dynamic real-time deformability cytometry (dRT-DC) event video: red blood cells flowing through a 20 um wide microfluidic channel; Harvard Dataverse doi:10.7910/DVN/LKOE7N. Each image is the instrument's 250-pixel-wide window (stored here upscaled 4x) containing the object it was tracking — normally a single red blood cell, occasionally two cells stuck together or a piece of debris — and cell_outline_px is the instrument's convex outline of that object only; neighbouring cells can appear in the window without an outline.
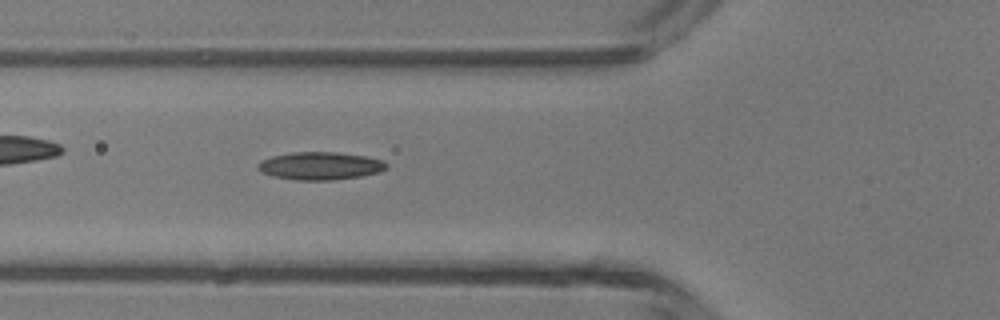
{"species": "common noctule bat (a hibernating species)", "species_latin": "Nyctalus noctula", "temperature_condition": "room temperature", "stored_images_in_passage": 34, "camera_frame_rate_fps": 3000, "um_per_image_px": 0.085, "animal": {"sex": "male", "body_mass_g": 13.3}, "frame": {"image": 1, "passage_image": 8, "time_ms": 2.333, "image_size_px": [1000, 320], "cell_outline_px": [[388, 168], [380, 172], [360, 176], [332, 180], [296, 180], [272, 176], [260, 172], [256, 168], [256, 164], [260, 160], [272, 156], [292, 152], [336, 152], [364, 156], [384, 160], [388, 164]], "centroid_in_image_um": [27.19, 14.1], "position_along_channel_um": 98.6, "area_um2": 21.04}}
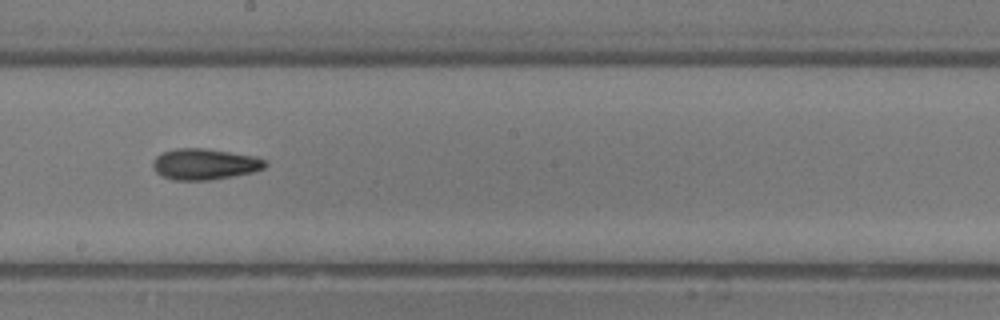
{"frame": {"image": 2, "passage_image": 17, "time_ms": 5.333, "image_size_px": [1000, 320], "cell_outline_px": [[268, 164], [264, 168], [252, 172], [232, 176], [208, 180], [172, 180], [160, 176], [152, 168], [152, 160], [156, 156], [164, 152], [176, 148], [204, 148], [256, 156], [268, 160]], "centroid_in_image_um": [17.38, 13.95], "position_along_channel_um": 230.8, "area_um2": 20.52}}
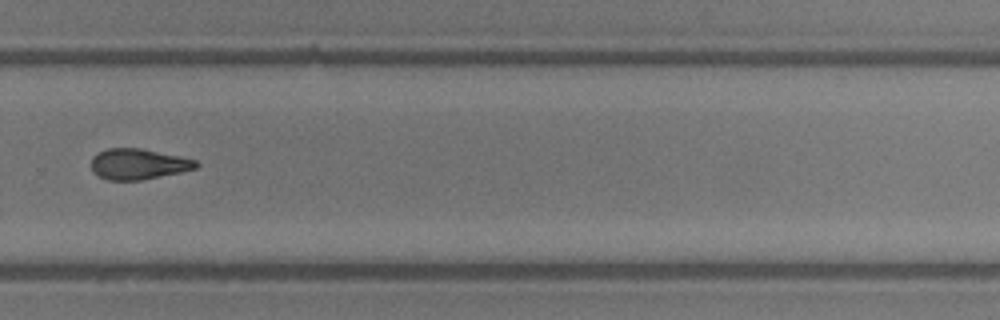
{"frame": {"image": 3, "passage_image": 23, "time_ms": 7.333, "image_size_px": [1000, 320], "cell_outline_px": [[200, 164], [196, 168], [180, 172], [140, 180], [108, 180], [92, 172], [92, 156], [96, 152], [108, 148], [140, 148], [180, 156], [196, 160]], "centroid_in_image_um": [11.73, 13.93], "position_along_channel_um": 318.1, "area_um2": 18.73}, "authors_computed_cell_mechanics": {"area_um2": 20.23, "velocity_mm_per_s": 4.3846, "shape_relaxation_time_tau1_ms": 7.7739, "shape_relaxation_time_tau2_ms": 5.7462, "deformation_change_tau1": 0.1864, "deformation_change_tau2": 0.1654}}